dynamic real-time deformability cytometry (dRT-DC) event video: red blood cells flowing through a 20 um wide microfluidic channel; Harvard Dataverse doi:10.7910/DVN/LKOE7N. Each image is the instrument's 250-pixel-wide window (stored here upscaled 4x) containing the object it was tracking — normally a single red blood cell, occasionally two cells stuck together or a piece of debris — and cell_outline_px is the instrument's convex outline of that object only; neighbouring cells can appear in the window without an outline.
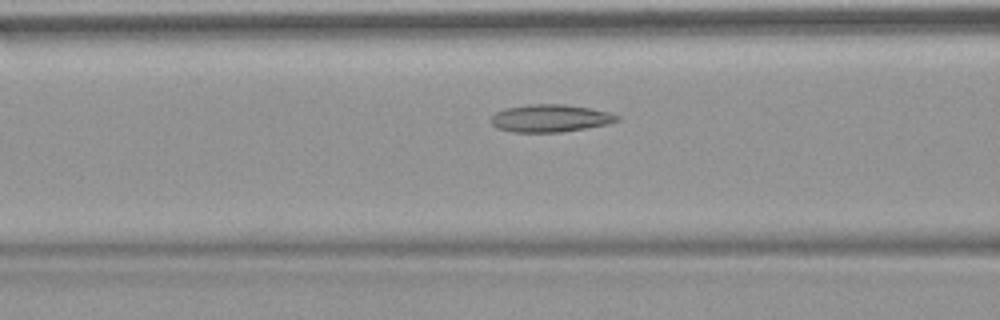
{"species": "common noctule bat (a hibernating species)", "species_latin": "Nyctalus noctula", "temperature_condition": "warm", "stored_images_in_passage": 46, "camera_frame_rate_fps": 3000, "um_per_image_px": 0.085, "animal": {"sex": "female", "body_mass_g": 18.4}, "frame": {"image": 1, "passage_image": 14, "time_ms": 4.333, "image_size_px": [1000, 320], "cell_outline_px": [[620, 120], [608, 124], [560, 132], [512, 132], [496, 128], [488, 120], [496, 112], [504, 108], [528, 104], [564, 104], [592, 108], [608, 112], [620, 116]], "centroid_in_image_um": [46.74, 10.04], "position_along_channel_um": 119.9, "area_um2": 20.4}, "authors_computed_cell_mechanics": {"area_um2": 20.1144, "velocity_mm_per_s": 3.8091, "shape_relaxation_time_tau1_ms": null, "shape_relaxation_time_tau2_ms": 3.0594, "deformation_change_tau1": null, "deformation_change_tau2": 0.0943}}